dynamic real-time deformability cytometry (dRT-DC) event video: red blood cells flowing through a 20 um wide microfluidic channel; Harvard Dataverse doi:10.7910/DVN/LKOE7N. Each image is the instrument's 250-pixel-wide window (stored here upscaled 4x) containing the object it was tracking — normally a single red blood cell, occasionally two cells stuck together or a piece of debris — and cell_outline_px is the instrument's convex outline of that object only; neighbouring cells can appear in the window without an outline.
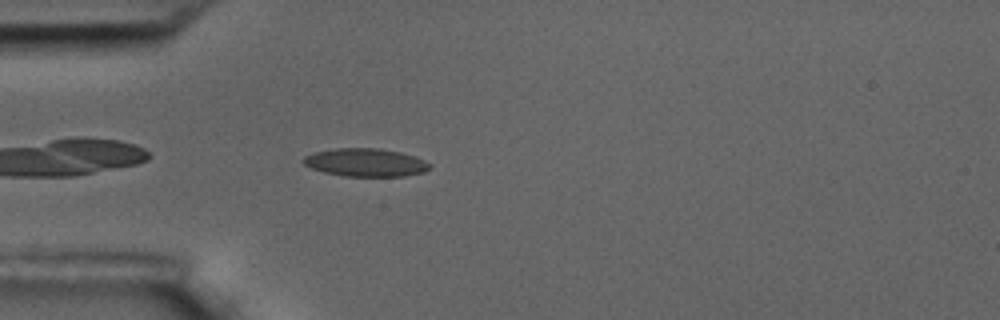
{"species": "common noctule bat (a hibernating species)", "species_latin": "Nyctalus noctula", "temperature_condition": "room temperature", "stored_images_in_passage": 44, "camera_frame_rate_fps": 3000, "um_per_image_px": 0.085, "animal": {"sex": "male", "body_mass_g": 17.5, "forearm_length_mm": 52.3}, "frame": {"image": 1, "passage_image": 3, "time_ms": 0.667, "image_size_px": [1000, 320], "cell_outline_px": [[432, 164], [424, 172], [404, 176], [344, 176], [324, 172], [312, 168], [304, 164], [300, 160], [304, 156], [312, 152], [336, 148], [380, 148], [400, 152], [424, 160]], "centroid_in_image_um": [31.03, 13.8], "position_along_channel_um": 54.0, "area_um2": 20.69}}
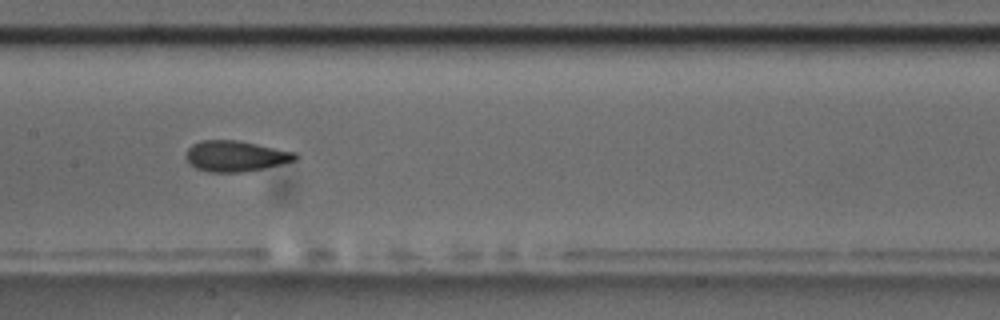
{"frame": {"image": 2, "passage_image": 15, "time_ms": 4.667, "image_size_px": [1000, 320], "cell_outline_px": [[300, 156], [296, 160], [264, 168], [240, 172], [208, 172], [196, 168], [188, 164], [184, 156], [188, 148], [192, 144], [204, 140], [240, 140], [296, 152]], "centroid_in_image_um": [20.01, 13.26], "position_along_channel_um": 187.4, "area_um2": 19.83}}
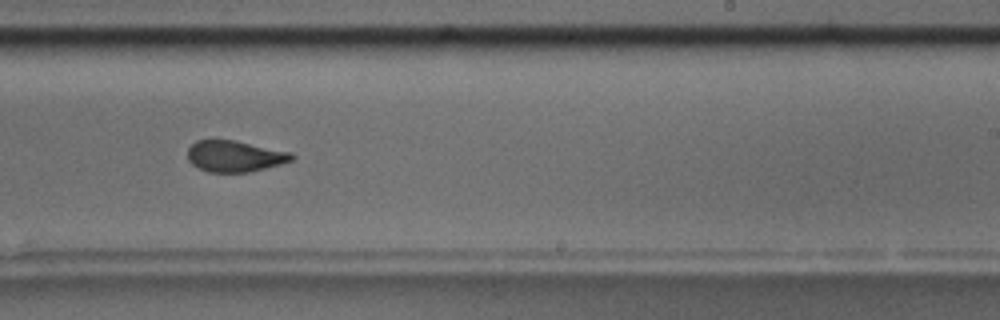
{"frame": {"image": 3, "passage_image": 22, "time_ms": 7.0, "image_size_px": [1000, 320], "cell_outline_px": [[296, 156], [292, 160], [280, 164], [248, 172], [208, 172], [196, 168], [188, 160], [188, 148], [196, 140], [232, 140], [292, 152]], "centroid_in_image_um": [19.93, 13.28], "position_along_channel_um": 269.1, "area_um2": 18.9}, "authors_computed_cell_mechanics": {"area_um2": 19.8543, "velocity_mm_per_s": 3.5151, "shape_relaxation_time_tau1_ms": 5.4371, "shape_relaxation_time_tau2_ms": 1.7938, "deformation_change_tau1": 0.1407, "deformation_change_tau2": 0.067}}